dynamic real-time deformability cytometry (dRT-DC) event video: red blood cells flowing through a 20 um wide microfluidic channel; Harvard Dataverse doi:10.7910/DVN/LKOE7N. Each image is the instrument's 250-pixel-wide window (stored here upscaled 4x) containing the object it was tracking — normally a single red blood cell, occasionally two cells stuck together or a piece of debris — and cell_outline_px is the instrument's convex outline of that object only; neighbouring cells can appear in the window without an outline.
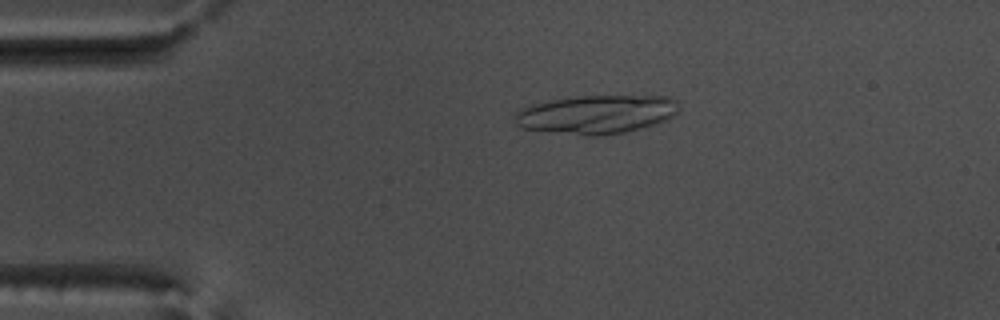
{"species": "common noctule bat (a hibernating species)", "species_latin": "Nyctalus noctula", "temperature_condition": "warm", "stored_images_in_passage": 53, "camera_frame_rate_fps": 3000, "um_per_image_px": 0.085, "animal": {"sex": "male", "body_mass_g": 17.5, "forearm_length_mm": 52.3}, "frame": {"image": 1, "passage_image": 11, "time_ms": 3.333, "image_size_px": [1000, 320], "cell_outline_px": [[680, 108], [668, 120], [640, 128], [624, 132], [604, 136], [584, 136], [520, 128], [516, 124], [512, 116], [520, 108], [532, 104], [552, 100], [576, 96], [668, 96], [676, 100], [680, 104]], "centroid_in_image_um": [50.68, 9.73], "position_along_channel_um": 34.3, "area_um2": 37.34}}
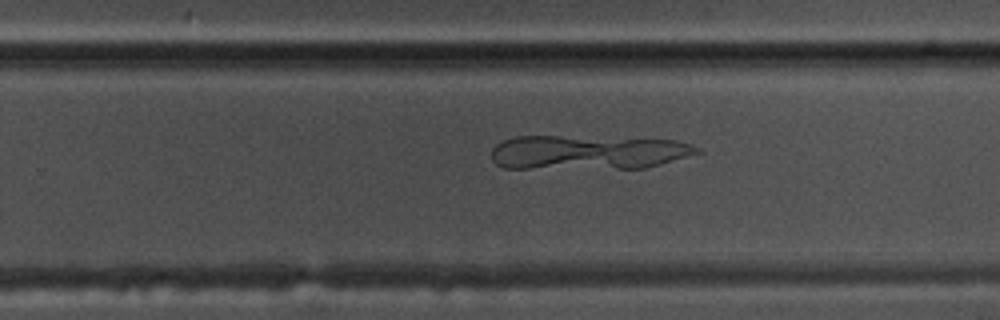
{"frame": {"image": 2, "passage_image": 34, "time_ms": 11.0, "image_size_px": [1000, 320], "cell_outline_px": [[704, 152], [660, 164], [644, 168], [504, 168], [496, 164], [492, 160], [492, 148], [496, 144], [504, 140], [516, 136], [560, 136], [676, 140], [692, 144]], "centroid_in_image_um": [49.97, 12.95], "position_along_channel_um": 279.8, "area_um2": 41.1}}